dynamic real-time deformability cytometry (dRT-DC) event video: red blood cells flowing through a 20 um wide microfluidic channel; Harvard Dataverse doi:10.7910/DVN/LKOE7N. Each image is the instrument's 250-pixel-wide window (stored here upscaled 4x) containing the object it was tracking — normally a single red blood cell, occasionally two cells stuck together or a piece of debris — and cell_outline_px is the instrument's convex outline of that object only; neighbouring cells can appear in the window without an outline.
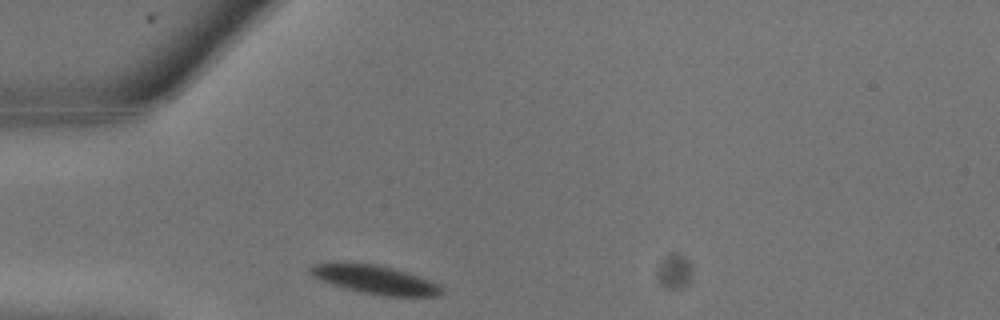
{"species": "common noctule bat (a hibernating species)", "species_latin": "Nyctalus noctula", "temperature_condition": "warm", "stored_images_in_passage": 3, "camera_frame_rate_fps": 3000, "um_per_image_px": 0.085, "animal": {"sex": "male", "body_mass_g": 13.3}, "frame": {"image": 1, "passage_image": 1, "time_ms": 0.0, "image_size_px": [1000, 320], "cell_outline_px": [[444, 292], [436, 296], [384, 296], [344, 288], [320, 280], [312, 276], [308, 272], [308, 268], [312, 264], [376, 264], [392, 268], [440, 284], [444, 288]], "centroid_in_image_um": [31.89, 23.79], "position_along_channel_um": 53.1, "area_um2": 21.33}}